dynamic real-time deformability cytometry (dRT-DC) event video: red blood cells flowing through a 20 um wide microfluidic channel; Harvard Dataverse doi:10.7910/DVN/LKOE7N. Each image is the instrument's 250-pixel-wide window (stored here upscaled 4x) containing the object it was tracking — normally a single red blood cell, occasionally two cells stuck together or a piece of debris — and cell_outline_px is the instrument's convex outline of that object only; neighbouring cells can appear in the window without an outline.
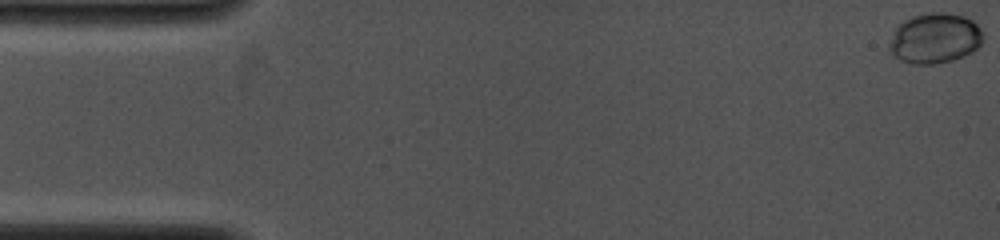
{"species": "common noctule bat (a hibernating species)", "species_latin": "Nyctalus noctula", "temperature_condition": "cold", "stored_images_in_passage": 45, "camera_frame_rate_fps": 4000, "um_per_image_px": 0.085, "animal": {"sex": "female", "body_mass_g": 19.0, "forearm_length_mm": 53.3}, "frame": {"image": 1, "passage_image": 1, "time_ms": 0.0, "image_size_px": [1000, 240], "cell_outline_px": [[984, 40], [972, 52], [964, 56], [952, 60], [936, 64], [912, 64], [900, 60], [892, 56], [888, 48], [888, 44], [896, 28], [904, 20], [916, 16], [932, 12], [944, 12], [964, 16], [972, 20], [980, 28]], "centroid_in_image_um": [79.45, 3.27], "position_along_channel_um": 5.5, "area_um2": 27.51}}
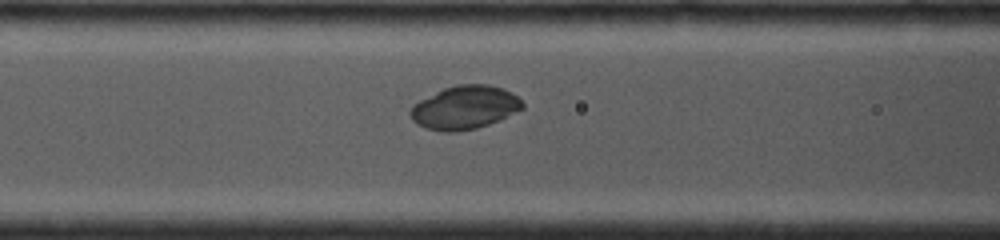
{"frame": {"image": 2, "passage_image": 23, "time_ms": 6.0, "image_size_px": [1000, 240], "cell_outline_px": [[524, 108], [488, 124], [476, 128], [456, 132], [444, 132], [428, 128], [416, 124], [412, 120], [408, 112], [412, 104], [444, 88], [456, 84], [488, 84], [504, 88], [512, 92], [524, 104]], "centroid_in_image_um": [39.47, 9.13], "position_along_channel_um": 127.1, "area_um2": 28.32}}
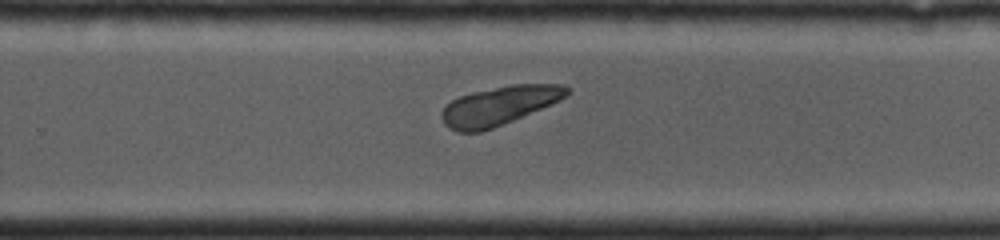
{"frame": {"image": 3, "passage_image": 39, "time_ms": 9.75, "image_size_px": [1000, 240], "cell_outline_px": [[572, 92], [560, 100], [512, 120], [492, 128], [480, 132], [456, 132], [448, 128], [444, 124], [440, 116], [440, 112], [452, 100], [460, 96], [472, 92], [508, 84], [564, 84], [572, 88]], "centroid_in_image_um": [42.43, 8.96], "position_along_channel_um": 287.4, "area_um2": 28.32}}